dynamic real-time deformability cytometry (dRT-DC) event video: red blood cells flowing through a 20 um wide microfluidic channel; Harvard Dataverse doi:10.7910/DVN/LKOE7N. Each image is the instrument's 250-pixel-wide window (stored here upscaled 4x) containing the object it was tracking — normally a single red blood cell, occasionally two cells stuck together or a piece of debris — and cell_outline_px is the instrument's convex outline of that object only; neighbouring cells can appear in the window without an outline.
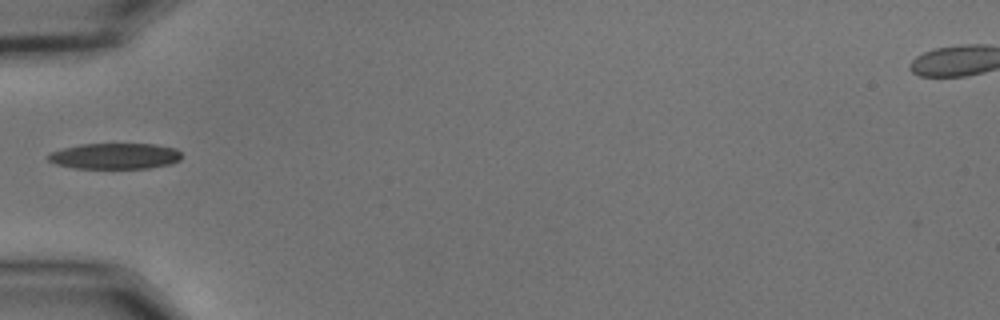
{"species": "common noctule bat (a hibernating species)", "species_latin": "Nyctalus noctula", "temperature_condition": "cold", "stored_images_in_passage": 37, "camera_frame_rate_fps": 3000, "um_per_image_px": 0.085, "animal": {"sex": "male", "body_mass_g": 15.6}, "frame": {"image": 1, "passage_image": 1, "time_ms": 0.0, "image_size_px": [1000, 320], "cell_outline_px": [[180, 160], [172, 164], [148, 168], [72, 168], [56, 164], [48, 160], [48, 156], [52, 152], [64, 148], [80, 144], [156, 144], [176, 148], [180, 152]], "centroid_in_image_um": [9.8, 13.27], "position_along_channel_um": 75.2, "area_um2": 20.11}}
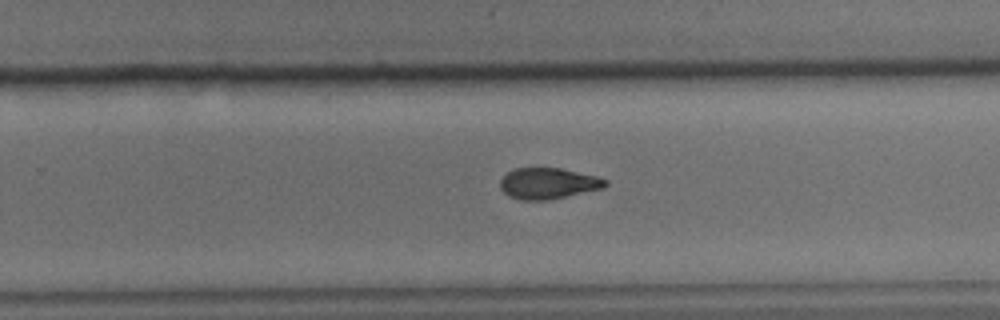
{"frame": {"image": 2, "passage_image": 18, "time_ms": 5.667, "image_size_px": [1000, 320], "cell_outline_px": [[608, 184], [604, 188], [548, 200], [520, 200], [508, 196], [500, 188], [500, 180], [512, 168], [560, 168], [596, 176], [608, 180]], "centroid_in_image_um": [46.58, 15.59], "position_along_channel_um": 283.2, "area_um2": 19.07}}
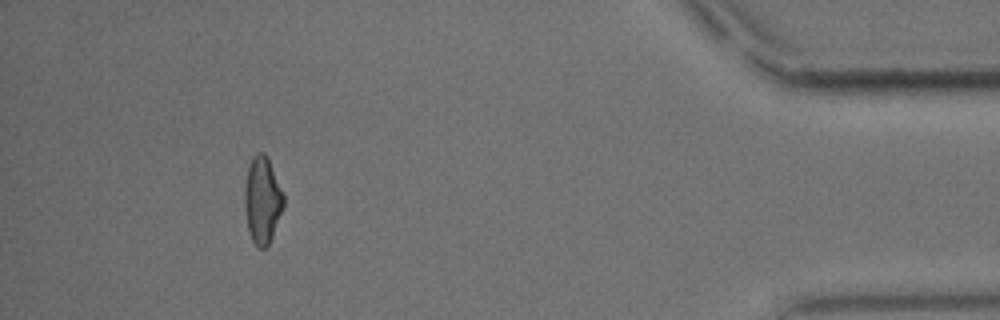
{"frame": {"image": 3, "passage_image": 33, "time_ms": 10.667, "image_size_px": [1000, 320], "cell_outline_px": [[284, 208], [272, 236], [268, 244], [264, 248], [260, 248], [252, 240], [248, 228], [244, 208], [244, 188], [248, 164], [252, 156], [256, 152], [264, 152], [268, 160], [284, 196]], "centroid_in_image_um": [22.28, 16.99], "position_along_channel_um": 412.9, "area_um2": 19.59}, "authors_computed_cell_mechanics": {"area_um2": 19.7098, "velocity_mm_per_s": 3.649, "shape_relaxation_time_tau1_ms": 4.1851, "shape_relaxation_time_tau2_ms": 4.5718, "deformation_change_tau1": 0.1296, "deformation_change_tau2": 0.1127}}